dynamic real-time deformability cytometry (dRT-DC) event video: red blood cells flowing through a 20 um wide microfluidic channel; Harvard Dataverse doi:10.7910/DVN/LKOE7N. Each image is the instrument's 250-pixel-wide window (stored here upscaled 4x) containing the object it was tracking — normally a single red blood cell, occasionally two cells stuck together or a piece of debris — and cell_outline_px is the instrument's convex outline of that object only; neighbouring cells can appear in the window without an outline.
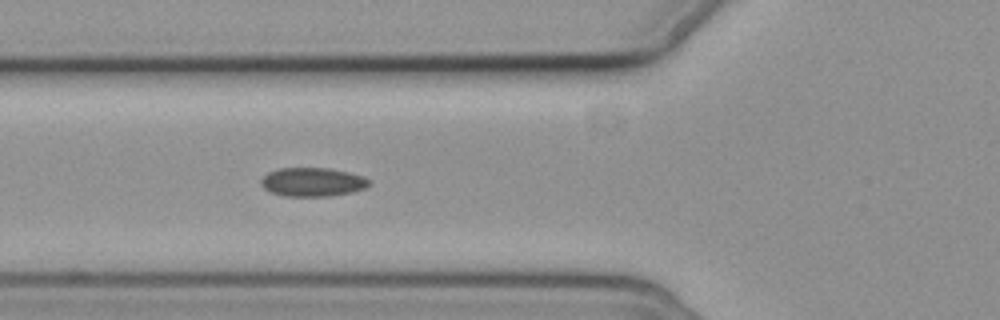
{"species": "common noctule bat (a hibernating species)", "species_latin": "Nyctalus noctula", "temperature_condition": "cold", "stored_images_in_passage": 5, "camera_frame_rate_fps": 3000, "um_per_image_px": 0.085, "animal": {"sex": "female", "body_mass_g": 19.3, "forearm_length_mm": 54.1}, "frame": {"image": 1, "passage_image": 5, "time_ms": 5.333, "image_size_px": [1000, 320], "cell_outline_px": [[372, 184], [364, 188], [352, 192], [328, 196], [284, 196], [272, 192], [264, 188], [260, 184], [260, 180], [268, 172], [280, 168], [328, 168], [348, 172], [364, 176]], "centroid_in_image_um": [26.56, 15.47], "position_along_channel_um": 99.2, "area_um2": 18.09}}